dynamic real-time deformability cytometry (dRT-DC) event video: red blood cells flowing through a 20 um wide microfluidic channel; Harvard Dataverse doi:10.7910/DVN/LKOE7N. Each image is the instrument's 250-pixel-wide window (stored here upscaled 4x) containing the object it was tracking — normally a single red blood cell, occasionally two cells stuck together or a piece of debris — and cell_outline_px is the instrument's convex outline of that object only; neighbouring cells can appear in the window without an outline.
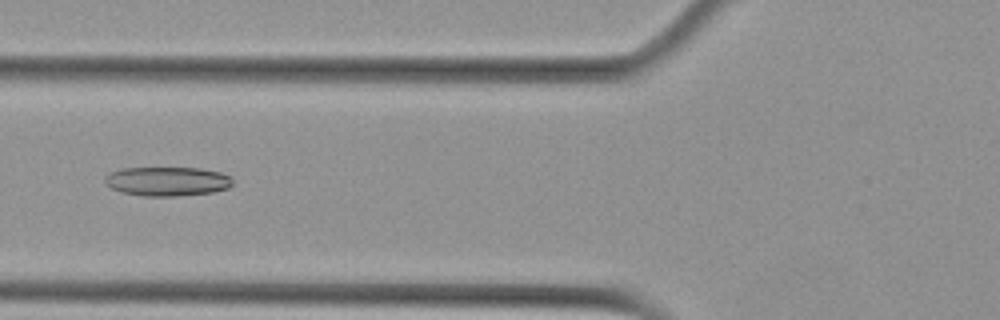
{"species": "Egyptian fruit bat (a non-hibernating species)", "species_latin": "Rousettus aegyptiacus", "temperature_condition": "cold", "stored_images_in_passage": 8, "camera_frame_rate_fps": 3000, "um_per_image_px": 0.085, "animal": {"sex": "female"}, "frame": {"image": 1, "passage_image": 6, "time_ms": 1.667, "image_size_px": [1000, 320], "cell_outline_px": [[232, 184], [228, 188], [212, 192], [176, 196], [144, 196], [124, 192], [112, 188], [104, 180], [104, 176], [108, 172], [120, 168], [200, 168], [220, 172], [232, 176]], "centroid_in_image_um": [14.22, 15.4], "position_along_channel_um": 111.6, "area_um2": 21.73}}
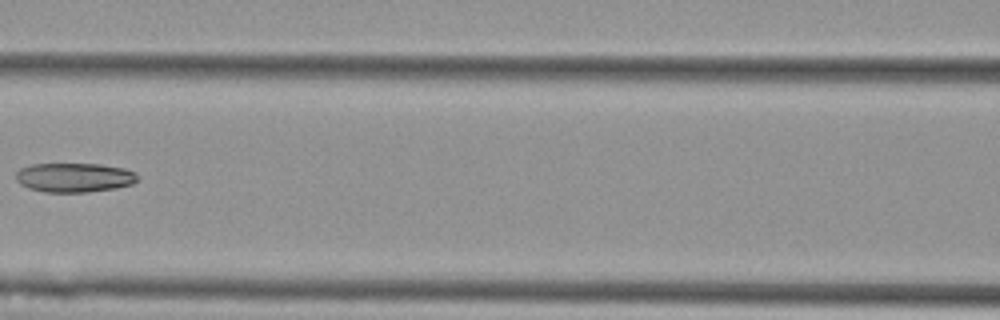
{"frame": {"image": 2, "passage_image": 7, "time_ms": 2.0, "image_size_px": [1000, 320], "cell_outline_px": [[140, 176], [132, 184], [116, 188], [88, 192], [44, 192], [28, 188], [20, 184], [16, 180], [16, 172], [20, 168], [32, 164], [100, 164], [124, 168], [136, 172]], "centroid_in_image_um": [6.32, 15.09], "position_along_channel_um": 160.3, "area_um2": 20.92}}
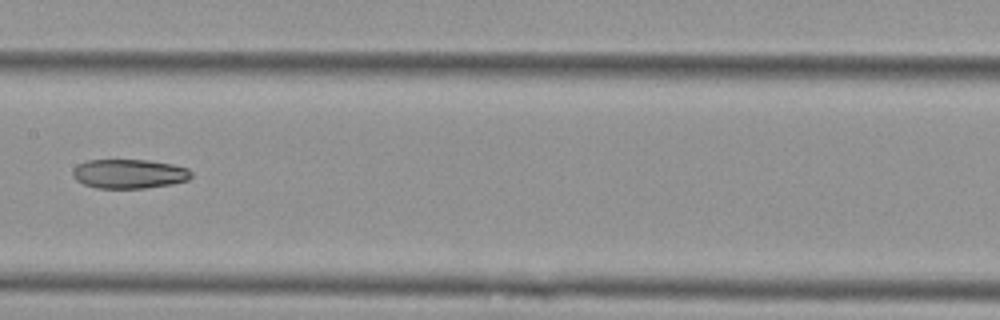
{"frame": {"image": 3, "passage_image": 8, "time_ms": 2.333, "image_size_px": [1000, 320], "cell_outline_px": [[192, 176], [188, 180], [172, 184], [144, 188], [96, 188], [84, 184], [76, 180], [72, 176], [72, 168], [76, 164], [88, 160], [148, 160], [172, 164], [188, 168], [192, 172]], "centroid_in_image_um": [10.96, 14.77], "position_along_channel_um": 196.4, "area_um2": 20.4}}